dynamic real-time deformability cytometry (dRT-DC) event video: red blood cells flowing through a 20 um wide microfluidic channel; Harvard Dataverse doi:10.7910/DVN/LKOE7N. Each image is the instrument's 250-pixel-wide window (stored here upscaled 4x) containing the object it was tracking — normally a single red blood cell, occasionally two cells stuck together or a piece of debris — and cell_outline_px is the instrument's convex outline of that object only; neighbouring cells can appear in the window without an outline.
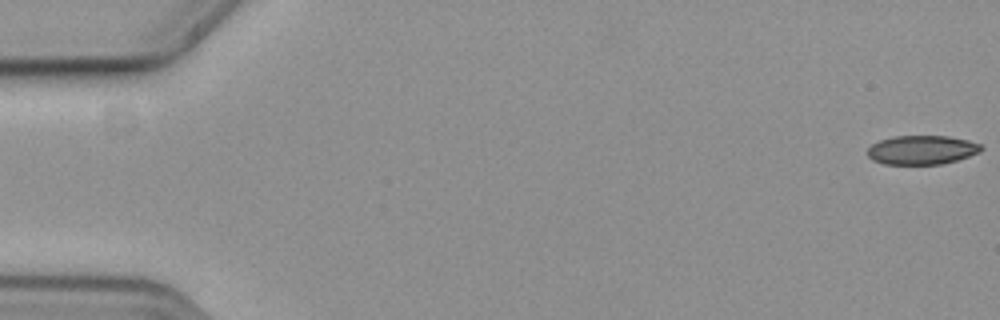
{"species": "common noctule bat (a hibernating species)", "species_latin": "Nyctalus noctula", "temperature_condition": "cold", "stored_images_in_passage": 15, "camera_frame_rate_fps": 3000, "um_per_image_px": 0.085, "animal": {"sex": "female", "body_mass_g": 19.3, "forearm_length_mm": 54.1}, "frame": {"image": 1, "passage_image": 1, "time_ms": 0.0, "image_size_px": [1000, 320], "cell_outline_px": [[984, 148], [980, 152], [956, 160], [940, 164], [884, 164], [872, 160], [868, 156], [868, 148], [872, 144], [880, 140], [892, 136], [948, 136], [968, 140], [980, 144]], "centroid_in_image_um": [78.35, 12.74], "position_along_channel_um": 6.7, "area_um2": 19.19}}
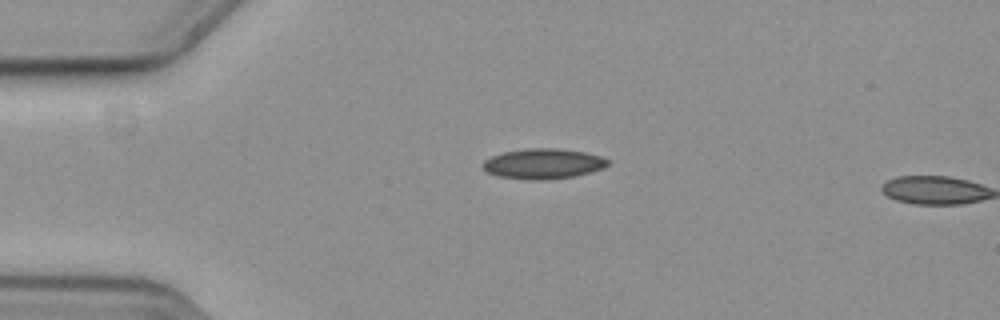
{"frame": {"image": 2, "passage_image": 14, "time_ms": 4.333, "image_size_px": [1000, 320], "cell_outline_px": [[608, 164], [604, 168], [572, 176], [544, 180], [532, 180], [496, 176], [488, 172], [480, 164], [484, 160], [492, 156], [504, 152], [528, 148], [560, 148], [584, 152], [600, 156], [608, 160]], "centroid_in_image_um": [46.14, 13.91], "position_along_channel_um": 38.9, "area_um2": 21.91}}